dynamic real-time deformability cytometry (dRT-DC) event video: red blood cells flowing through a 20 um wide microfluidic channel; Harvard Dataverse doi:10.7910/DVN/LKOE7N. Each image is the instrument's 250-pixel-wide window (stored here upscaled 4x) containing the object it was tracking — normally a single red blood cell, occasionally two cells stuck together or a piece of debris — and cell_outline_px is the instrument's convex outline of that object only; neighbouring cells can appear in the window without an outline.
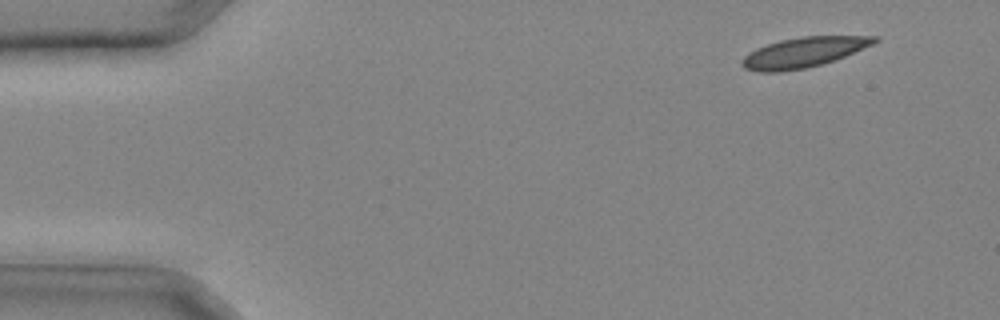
{"species": "common noctule bat (a hibernating species)", "species_latin": "Nyctalus noctula", "temperature_condition": "cold", "stored_images_in_passage": 29, "camera_frame_rate_fps": 3000, "um_per_image_px": 0.085, "animal": {"sex": "male", "body_mass_g": 20.4}, "frame": {"image": 1, "passage_image": 3, "time_ms": 0.667, "image_size_px": [1000, 320], "cell_outline_px": [[880, 40], [872, 44], [844, 56], [820, 64], [804, 68], [780, 72], [756, 72], [744, 68], [740, 64], [740, 60], [748, 52], [756, 48], [780, 40], [804, 36], [880, 36]], "centroid_in_image_um": [68.24, 4.45], "position_along_channel_um": 16.8, "area_um2": 23.06}}
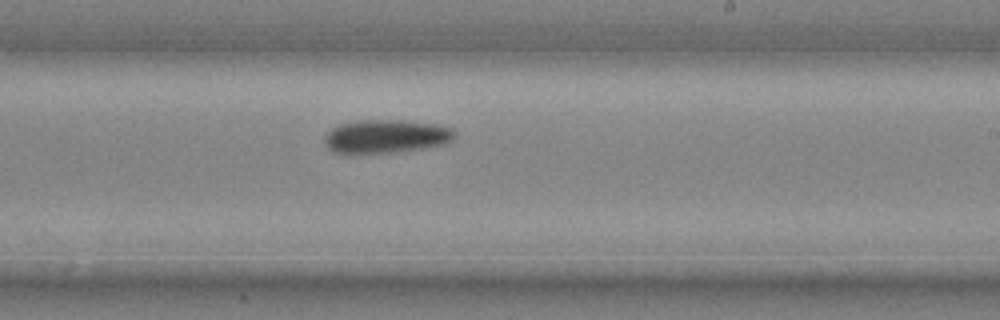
{"frame": {"image": 2, "passage_image": 20, "time_ms": 6.333, "image_size_px": [1000, 320], "cell_outline_px": [[456, 136], [448, 144], [424, 148], [396, 152], [348, 156], [332, 152], [324, 144], [324, 136], [332, 128], [340, 124], [360, 120], [404, 120], [440, 124], [452, 128]], "centroid_in_image_um": [32.78, 11.62], "position_along_channel_um": 256.2, "area_um2": 26.36}}
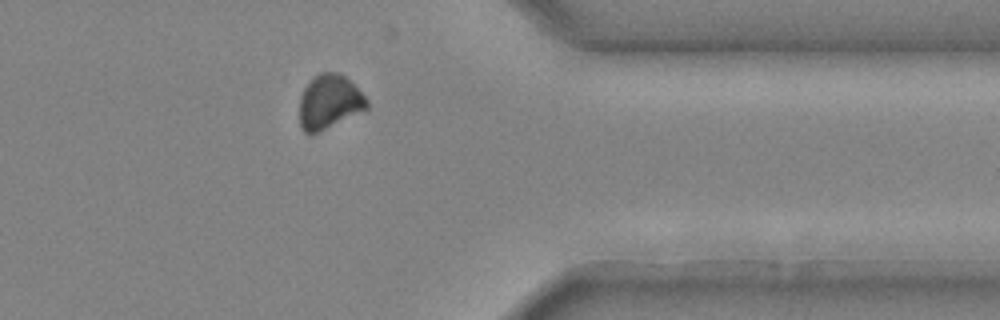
{"frame": {"image": 3, "passage_image": 27, "time_ms": 8.667, "image_size_px": [1000, 320], "cell_outline_px": [[368, 108], [312, 136], [308, 136], [300, 128], [300, 96], [304, 88], [312, 76], [320, 72], [336, 72], [344, 76], [368, 100]], "centroid_in_image_um": [27.94, 8.69], "position_along_channel_um": 383.5, "area_um2": 21.39}}